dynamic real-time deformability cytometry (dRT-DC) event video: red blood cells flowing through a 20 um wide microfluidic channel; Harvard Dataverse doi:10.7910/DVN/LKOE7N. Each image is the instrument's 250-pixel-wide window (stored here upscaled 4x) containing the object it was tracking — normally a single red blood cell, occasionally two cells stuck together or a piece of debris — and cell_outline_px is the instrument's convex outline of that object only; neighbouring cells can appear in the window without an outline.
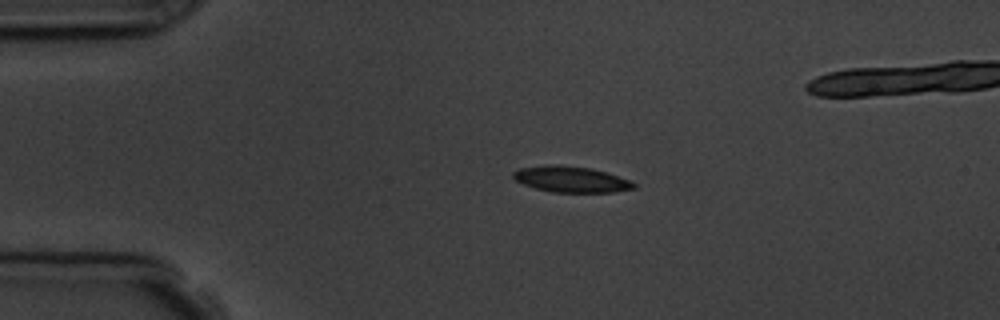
{"species": "common noctule bat (a hibernating species)", "species_latin": "Nyctalus noctula", "temperature_condition": "room temperature", "stored_images_in_passage": 3, "camera_frame_rate_fps": 3000, "um_per_image_px": 0.085, "animal": {"sex": "male", "body_mass_g": 19.5, "forearm_length_mm": 54.6}, "frame": {"image": 1, "passage_image": 1, "time_ms": 0.0, "image_size_px": [1000, 320], "cell_outline_px": [[636, 188], [612, 192], [552, 192], [536, 188], [524, 184], [516, 180], [512, 176], [512, 172], [520, 168], [544, 164], [560, 164], [592, 168], [608, 172], [632, 180], [636, 184]], "centroid_in_image_um": [48.57, 15.22], "position_along_channel_um": 36.4, "area_um2": 18.55}}